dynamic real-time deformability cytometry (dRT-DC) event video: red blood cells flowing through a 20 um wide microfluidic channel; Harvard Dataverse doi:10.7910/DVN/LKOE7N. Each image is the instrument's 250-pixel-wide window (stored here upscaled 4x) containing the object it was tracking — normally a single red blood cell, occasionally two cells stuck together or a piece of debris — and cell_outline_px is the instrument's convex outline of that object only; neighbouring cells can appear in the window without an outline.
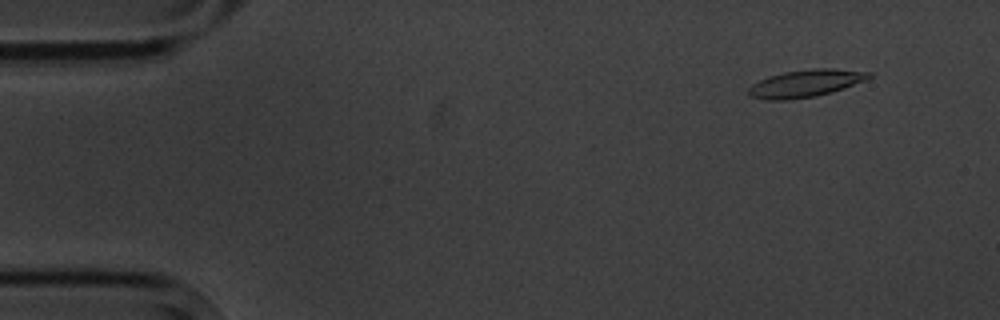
{"species": "common noctule bat (a hibernating species)", "species_latin": "Nyctalus noctula", "temperature_condition": "cold", "stored_images_in_passage": 5, "camera_frame_rate_fps": 3000, "um_per_image_px": 0.085, "animal": {"sex": "male", "body_mass_g": 20.1, "forearm_length_mm": 53.5}, "frame": {"image": 1, "passage_image": 2, "time_ms": 1.0, "image_size_px": [1000, 320], "cell_outline_px": [[872, 76], [864, 80], [844, 88], [816, 96], [788, 100], [768, 100], [748, 96], [748, 88], [752, 84], [760, 80], [784, 72], [812, 68], [832, 68], [872, 72]], "centroid_in_image_um": [68.46, 7.09], "position_along_channel_um": 16.5, "area_um2": 19.07}}
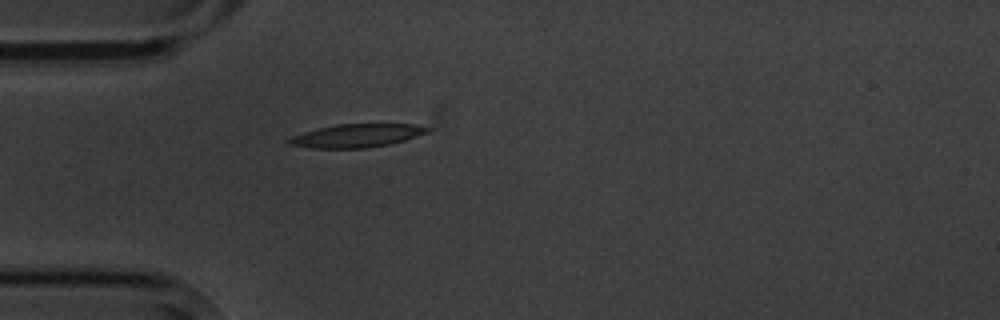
{"frame": {"image": 2, "passage_image": 5, "time_ms": 4.667, "image_size_px": [1000, 320], "cell_outline_px": [[428, 132], [404, 140], [388, 144], [364, 148], [308, 148], [288, 144], [284, 140], [292, 136], [304, 132], [336, 124], [416, 124], [428, 128]], "centroid_in_image_um": [30.25, 11.53], "position_along_channel_um": 54.7, "area_um2": 18.61}}